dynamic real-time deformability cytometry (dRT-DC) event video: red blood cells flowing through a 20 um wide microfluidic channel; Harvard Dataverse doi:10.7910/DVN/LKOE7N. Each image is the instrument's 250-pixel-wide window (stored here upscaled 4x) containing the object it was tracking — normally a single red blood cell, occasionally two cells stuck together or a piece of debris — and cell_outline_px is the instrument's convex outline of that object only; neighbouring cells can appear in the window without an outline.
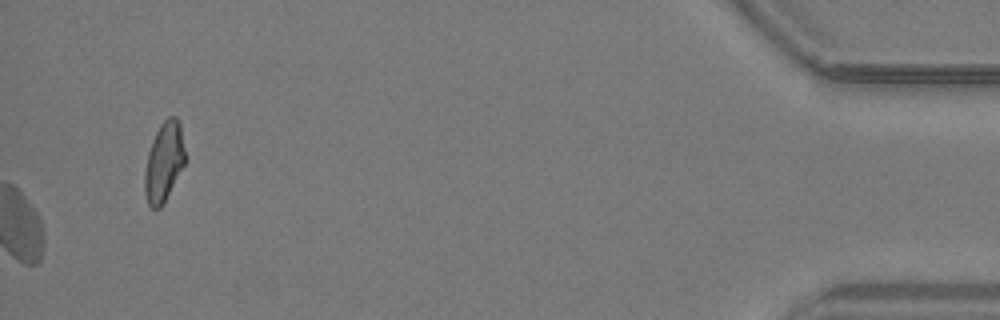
{"species": "common noctule bat (a hibernating species)", "species_latin": "Nyctalus noctula", "temperature_condition": "warm", "stored_images_in_passage": 32, "camera_frame_rate_fps": 3000, "um_per_image_px": 0.085, "animal": {"sex": "male", "body_mass_g": 19.2, "forearm_length_mm": 51.8}, "frame": {"image": 1, "passage_image": 32, "time_ms": 10.333, "image_size_px": [1000, 320], "cell_outline_px": [[184, 164], [164, 204], [160, 208], [152, 208], [148, 204], [144, 192], [144, 172], [148, 152], [156, 132], [160, 124], [168, 116], [176, 116], [180, 120], [184, 148]], "centroid_in_image_um": [13.93, 13.76], "position_along_channel_um": 421.3, "area_um2": 18.73}}